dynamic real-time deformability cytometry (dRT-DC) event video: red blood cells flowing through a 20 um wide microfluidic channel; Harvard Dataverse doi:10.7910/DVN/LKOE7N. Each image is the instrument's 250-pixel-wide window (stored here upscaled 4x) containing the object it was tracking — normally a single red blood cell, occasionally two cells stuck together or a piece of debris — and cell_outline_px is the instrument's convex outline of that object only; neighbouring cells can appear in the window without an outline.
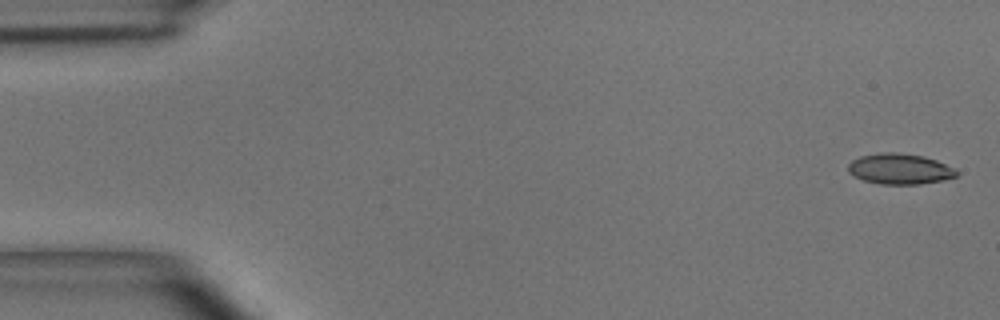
{"species": "common noctule bat (a hibernating species)", "species_latin": "Nyctalus noctula", "temperature_condition": "room temperature", "stored_images_in_passage": 5, "camera_frame_rate_fps": 3000, "um_per_image_px": 0.085, "animal": {"sex": "male", "body_mass_g": 15.6}, "frame": {"image": 1, "passage_image": 1, "time_ms": 0.0, "image_size_px": [1000, 320], "cell_outline_px": [[960, 172], [956, 176], [944, 180], [920, 184], [880, 184], [864, 180], [848, 172], [848, 164], [852, 160], [860, 156], [884, 152], [896, 152], [924, 156], [936, 160], [956, 168]], "centroid_in_image_um": [76.52, 14.35], "position_along_channel_um": 8.5, "area_um2": 19.42}}